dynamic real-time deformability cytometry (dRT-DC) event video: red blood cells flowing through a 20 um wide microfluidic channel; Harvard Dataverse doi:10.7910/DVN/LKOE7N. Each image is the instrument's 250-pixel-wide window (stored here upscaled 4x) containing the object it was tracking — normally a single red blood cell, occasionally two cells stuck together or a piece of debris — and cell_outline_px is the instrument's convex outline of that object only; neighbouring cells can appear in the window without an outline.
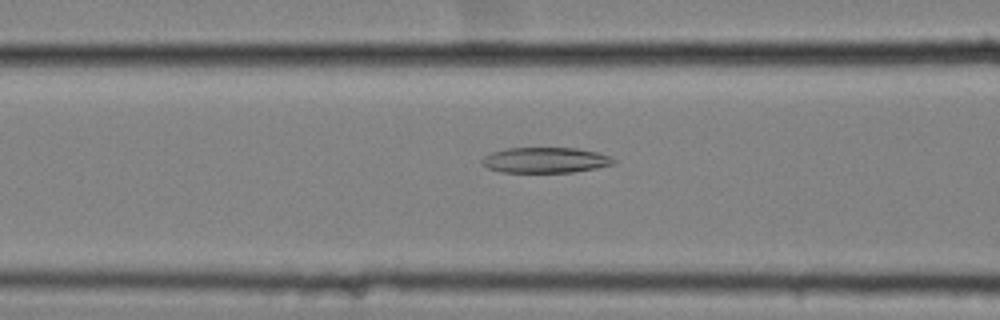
{"species": "common noctule bat (a hibernating species)", "species_latin": "Nyctalus noctula", "temperature_condition": "cold", "stored_images_in_passage": 59, "camera_frame_rate_fps": 3000, "um_per_image_px": 0.085, "animal": {"sex": "female", "body_mass_g": 25.1}, "frame": {"image": 1, "passage_image": 25, "time_ms": 8.0, "image_size_px": [1000, 320], "cell_outline_px": [[616, 164], [596, 168], [572, 172], [500, 172], [488, 168], [480, 160], [484, 156], [492, 152], [508, 148], [576, 148], [596, 152], [608, 156], [616, 160]], "centroid_in_image_um": [46.36, 13.61], "position_along_channel_um": 120.2, "area_um2": 19.48}}
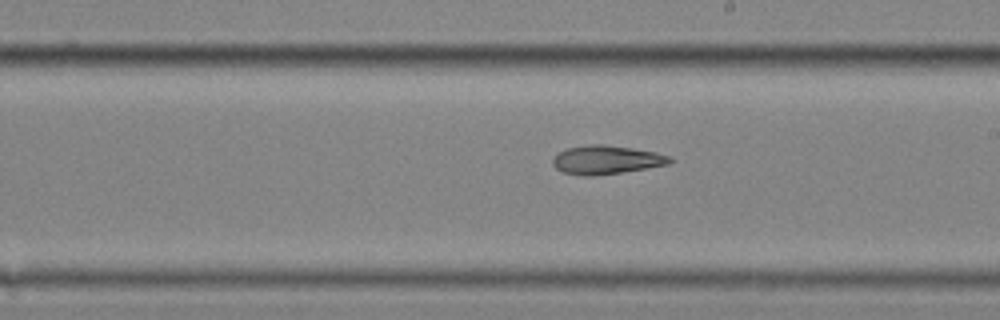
{"frame": {"image": 2, "passage_image": 35, "time_ms": 11.333, "image_size_px": [1000, 320], "cell_outline_px": [[672, 160], [668, 164], [620, 172], [592, 176], [584, 176], [564, 172], [556, 168], [552, 164], [552, 160], [560, 152], [568, 148], [588, 144], [604, 144], [632, 148], [656, 152], [668, 156]], "centroid_in_image_um": [51.51, 13.57], "position_along_channel_um": 237.5, "area_um2": 19.19}}
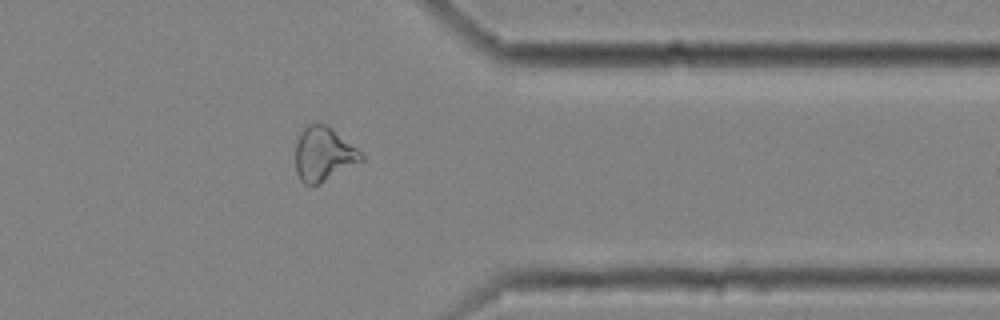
{"frame": {"image": 3, "passage_image": 48, "time_ms": 15.667, "image_size_px": [1000, 320], "cell_outline_px": [[364, 160], [320, 184], [304, 184], [300, 180], [296, 172], [296, 144], [300, 132], [308, 124], [328, 124], [356, 148], [364, 156]], "centroid_in_image_um": [27.5, 13.1], "position_along_channel_um": 383.9, "area_um2": 20.69}}